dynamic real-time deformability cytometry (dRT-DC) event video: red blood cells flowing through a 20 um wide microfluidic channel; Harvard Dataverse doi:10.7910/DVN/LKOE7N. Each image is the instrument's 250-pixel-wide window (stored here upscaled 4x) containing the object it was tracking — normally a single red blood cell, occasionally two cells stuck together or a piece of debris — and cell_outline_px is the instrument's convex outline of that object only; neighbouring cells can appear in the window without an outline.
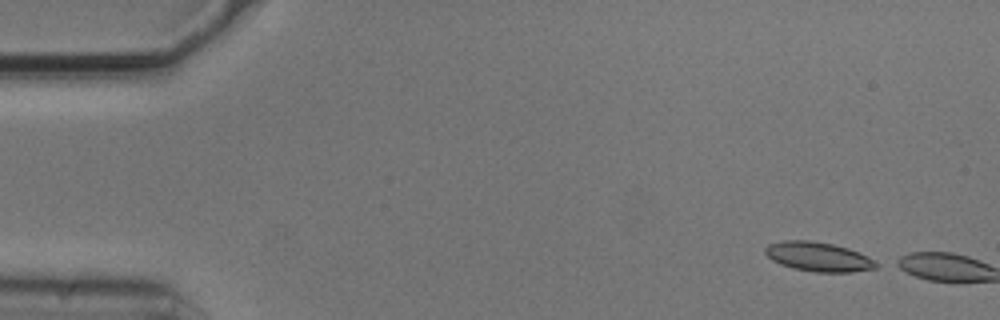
{"species": "common noctule bat (a hibernating species)", "species_latin": "Nyctalus noctula", "temperature_condition": "cold", "stored_images_in_passage": 2, "camera_frame_rate_fps": 3000, "um_per_image_px": 0.085, "animal": {"sex": "male", "body_mass_g": 20.5, "forearm_length_mm": 52.5}, "frame": {"image": 1, "passage_image": 1, "time_ms": 0.0, "image_size_px": [1000, 320], "cell_outline_px": [[880, 264], [876, 268], [852, 272], [812, 272], [792, 268], [780, 264], [772, 260], [764, 252], [764, 248], [768, 244], [784, 240], [808, 240], [832, 244], [848, 248]], "centroid_in_image_um": [69.5, 21.83], "position_along_channel_um": 15.5, "area_um2": 18.84}}